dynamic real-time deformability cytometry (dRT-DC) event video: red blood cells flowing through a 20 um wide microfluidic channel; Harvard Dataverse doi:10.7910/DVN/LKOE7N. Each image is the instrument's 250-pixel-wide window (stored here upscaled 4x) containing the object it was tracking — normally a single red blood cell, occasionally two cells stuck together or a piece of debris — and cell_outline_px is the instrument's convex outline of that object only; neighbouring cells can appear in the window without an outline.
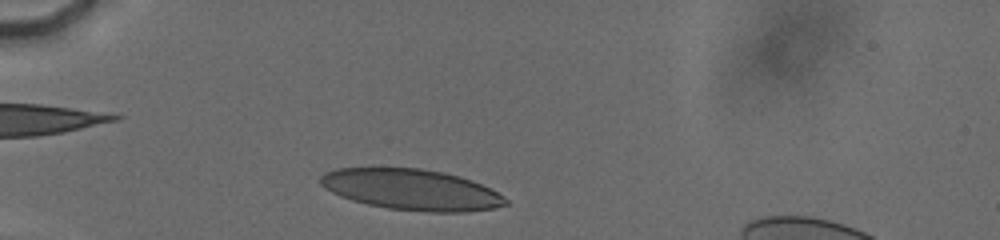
{"species": "human", "species_latin": "Homo sapiens", "temperature_condition": "cold", "stored_images_in_passage": 9, "camera_frame_rate_fps": 3000, "um_per_image_px": 0.085, "donor": {"sex": "male"}, "frame": {"image": 1, "passage_image": 2, "time_ms": 0.333, "image_size_px": [1000, 240], "cell_outline_px": [[508, 204], [496, 208], [464, 212], [428, 212], [388, 208], [368, 204], [352, 200], [340, 196], [324, 188], [320, 184], [320, 176], [324, 172], [336, 168], [420, 168], [444, 172], [472, 180], [492, 188], [508, 200]], "centroid_in_image_um": [34.99, 16.11], "position_along_channel_um": 50.0, "area_um2": 44.27}}
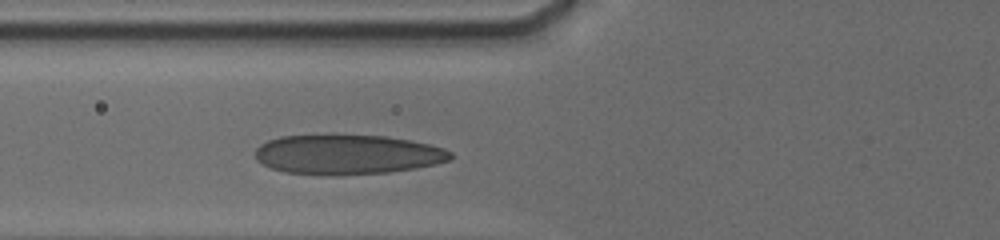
{"frame": {"image": 2, "passage_image": 6, "time_ms": 2.333, "image_size_px": [1000, 240], "cell_outline_px": [[452, 160], [436, 164], [416, 168], [388, 172], [332, 176], [328, 176], [284, 172], [272, 168], [256, 160], [256, 148], [260, 144], [268, 140], [280, 136], [384, 136], [408, 140], [428, 144], [444, 148], [452, 152]], "centroid_in_image_um": [29.54, 13.15], "position_along_channel_um": 96.3, "area_um2": 45.03}}
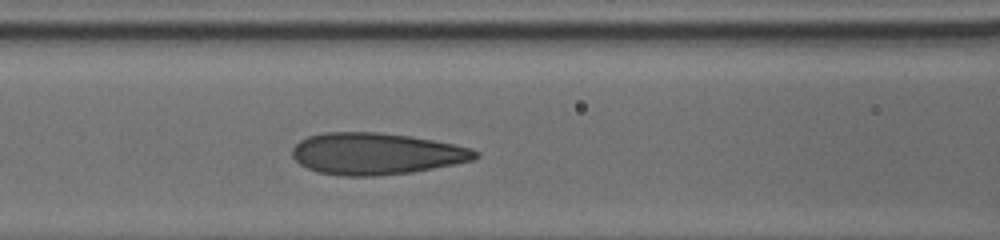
{"frame": {"image": 3, "passage_image": 9, "time_ms": 3.333, "image_size_px": [1000, 240], "cell_outline_px": [[480, 156], [472, 160], [412, 172], [380, 176], [340, 176], [316, 172], [300, 164], [292, 156], [292, 148], [300, 140], [308, 136], [324, 132], [376, 132], [408, 136], [432, 140], [452, 144], [468, 148], [480, 152]], "centroid_in_image_um": [31.92, 13.07], "position_along_channel_um": 134.7, "area_um2": 44.33}}